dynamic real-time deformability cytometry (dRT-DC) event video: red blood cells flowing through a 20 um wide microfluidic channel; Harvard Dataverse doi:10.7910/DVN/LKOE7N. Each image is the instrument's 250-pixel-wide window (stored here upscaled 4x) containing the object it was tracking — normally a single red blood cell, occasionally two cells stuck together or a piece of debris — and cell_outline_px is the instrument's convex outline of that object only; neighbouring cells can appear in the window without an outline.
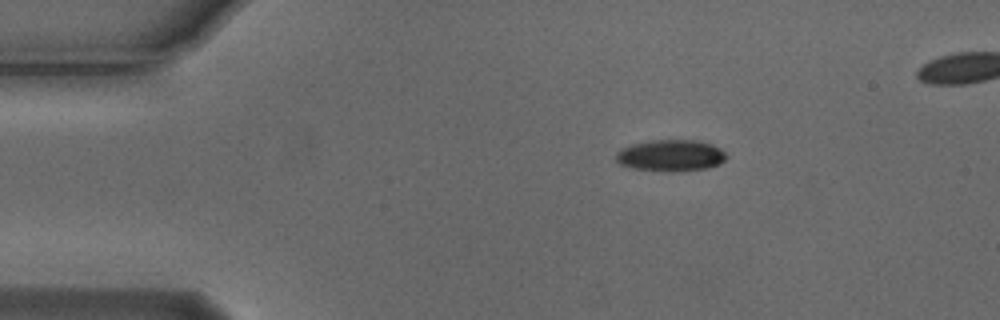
{"species": "Egyptian fruit bat (a non-hibernating species)", "species_latin": "Rousettus aegyptiacus", "temperature_condition": "cold", "stored_images_in_passage": 4, "camera_frame_rate_fps": 3000, "um_per_image_px": 0.085, "animal": {"sex": "male"}, "frame": {"image": 1, "passage_image": 1, "time_ms": 0.0, "image_size_px": [1000, 320], "cell_outline_px": [[728, 156], [720, 164], [708, 168], [680, 172], [668, 172], [632, 168], [620, 164], [616, 160], [616, 152], [620, 148], [632, 144], [652, 140], [700, 140], [712, 144], [720, 148]], "centroid_in_image_um": [57.02, 13.22], "position_along_channel_um": 28.0, "area_um2": 20.63}}